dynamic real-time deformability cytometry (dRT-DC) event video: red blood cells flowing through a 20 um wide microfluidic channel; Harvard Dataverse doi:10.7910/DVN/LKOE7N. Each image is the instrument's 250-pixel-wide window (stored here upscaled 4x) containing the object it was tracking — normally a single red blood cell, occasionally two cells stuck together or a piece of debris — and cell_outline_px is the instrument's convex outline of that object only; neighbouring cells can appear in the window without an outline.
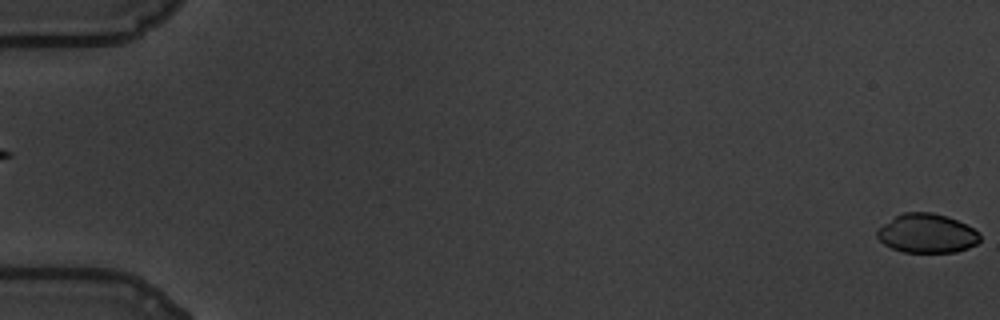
{"species": "common noctule bat (a hibernating species)", "species_latin": "Nyctalus noctula", "temperature_condition": "warm", "stored_images_in_passage": 21, "camera_frame_rate_fps": 3000, "um_per_image_px": 0.085, "animal": {"sex": "male", "body_mass_g": 19.5, "forearm_length_mm": 54.6}, "frame": {"image": 1, "passage_image": 1, "time_ms": 0.0, "image_size_px": [1000, 320], "cell_outline_px": [[980, 240], [976, 244], [968, 248], [956, 252], [904, 252], [892, 248], [884, 244], [876, 236], [876, 232], [884, 224], [896, 216], [904, 212], [932, 212], [948, 216], [980, 232]], "centroid_in_image_um": [78.8, 19.84], "position_along_channel_um": 6.2, "area_um2": 23.29}}